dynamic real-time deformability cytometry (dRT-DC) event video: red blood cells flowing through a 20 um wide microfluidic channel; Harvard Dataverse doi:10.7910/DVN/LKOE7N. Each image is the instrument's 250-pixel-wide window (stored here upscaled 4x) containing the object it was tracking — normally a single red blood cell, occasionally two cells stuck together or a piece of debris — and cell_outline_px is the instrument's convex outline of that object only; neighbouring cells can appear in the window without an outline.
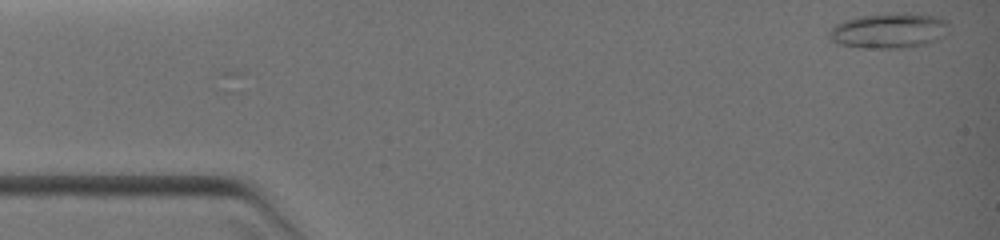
{"species": "common noctule bat (a hibernating species)", "species_latin": "Nyctalus noctula", "temperature_condition": "warm", "stored_images_in_passage": 11, "camera_frame_rate_fps": 3000, "um_per_image_px": 0.085, "animal": {"sex": "female", "body_mass_g": 19.0, "forearm_length_mm": 51.5}, "frame": {"image": 1, "passage_image": 1, "time_ms": 0.0, "image_size_px": [1000, 240], "cell_outline_px": [[948, 24], [944, 36], [928, 44], [900, 48], [864, 48], [836, 44], [828, 36], [828, 32], [836, 24], [844, 20], [860, 16], [904, 12], [932, 16], [948, 20]], "centroid_in_image_um": [75.54, 2.61], "position_along_channel_um": 9.5, "area_um2": 24.57}}
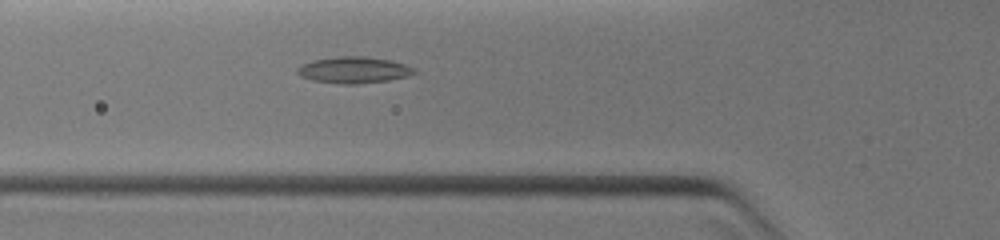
{"frame": {"image": 2, "passage_image": 11, "time_ms": 4.0, "image_size_px": [1000, 240], "cell_outline_px": [[416, 72], [408, 76], [388, 80], [356, 84], [340, 84], [312, 80], [300, 76], [296, 72], [296, 68], [300, 64], [312, 60], [336, 56], [368, 56], [392, 60], [416, 68]], "centroid_in_image_um": [30.05, 5.93], "position_along_channel_um": 95.8, "area_um2": 18.26}}